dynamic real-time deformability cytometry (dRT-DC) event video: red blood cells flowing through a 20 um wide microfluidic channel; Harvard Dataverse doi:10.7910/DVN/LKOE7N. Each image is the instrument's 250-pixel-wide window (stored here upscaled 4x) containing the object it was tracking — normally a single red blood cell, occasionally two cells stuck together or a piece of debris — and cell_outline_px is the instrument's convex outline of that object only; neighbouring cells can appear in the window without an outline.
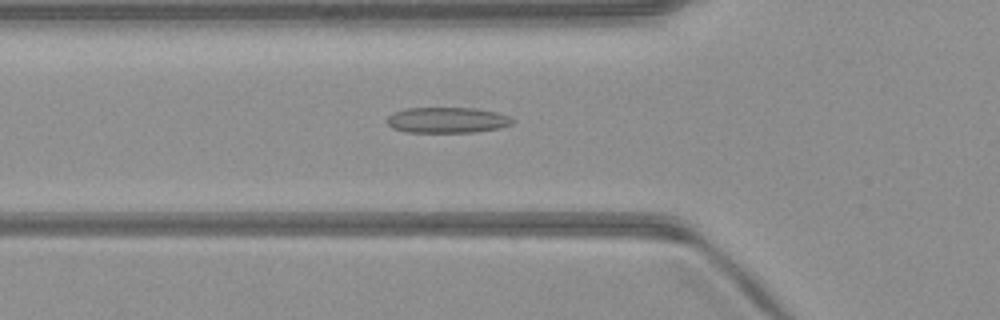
{"species": "common noctule bat (a hibernating species)", "species_latin": "Nyctalus noctula", "temperature_condition": "warm", "stored_images_in_passage": 10, "camera_frame_rate_fps": 3000, "um_per_image_px": 0.085, "animal": {"sex": "male", "body_mass_g": 23.1, "forearm_length_mm": 52.7}, "frame": {"image": 1, "passage_image": 9, "time_ms": 2.667, "image_size_px": [1000, 320], "cell_outline_px": [[516, 120], [512, 124], [500, 128], [476, 132], [408, 132], [392, 128], [388, 124], [388, 116], [392, 112], [408, 108], [472, 108], [496, 112], [508, 116]], "centroid_in_image_um": [38.03, 10.21], "position_along_channel_um": 87.8, "area_um2": 18.79}}